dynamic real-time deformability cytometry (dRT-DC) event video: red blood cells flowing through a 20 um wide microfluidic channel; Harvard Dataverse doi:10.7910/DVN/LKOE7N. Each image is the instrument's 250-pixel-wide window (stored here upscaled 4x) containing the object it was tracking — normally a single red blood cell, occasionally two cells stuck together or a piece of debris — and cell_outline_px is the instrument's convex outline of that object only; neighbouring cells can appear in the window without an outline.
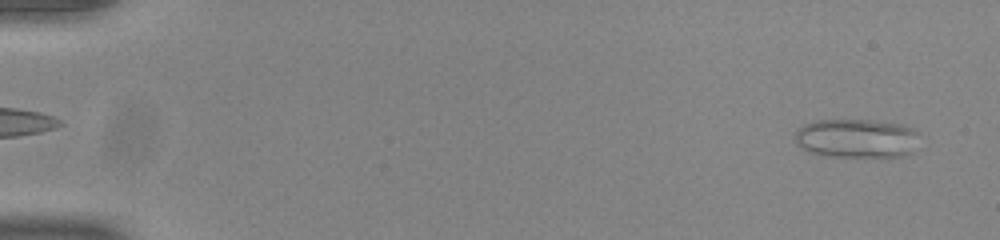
{"species": "common noctule bat (a hibernating species)", "species_latin": "Nyctalus noctula", "temperature_condition": "room temperature", "stored_images_in_passage": 53, "camera_frame_rate_fps": 3000, "um_per_image_px": 0.085, "animal": {"sex": "male", "body_mass_g": 20.0, "forearm_length_mm": 53.3}, "frame": {"image": 1, "passage_image": 3, "time_ms": 0.667, "image_size_px": [1000, 240], "cell_outline_px": [[920, 132], [912, 152], [908, 156], [832, 156], [812, 152], [800, 148], [796, 144], [796, 132], [804, 124], [816, 120], [868, 120], [900, 124], [912, 128]], "centroid_in_image_um": [72.83, 11.75], "position_along_channel_um": 12.2, "area_um2": 28.09}}
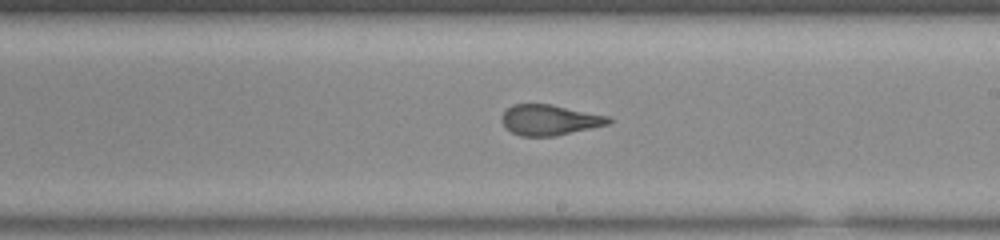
{"frame": {"image": 2, "passage_image": 32, "time_ms": 10.333, "image_size_px": [1000, 240], "cell_outline_px": [[612, 120], [608, 124], [552, 136], [520, 136], [512, 132], [500, 120], [500, 116], [512, 104], [552, 104], [612, 116]], "centroid_in_image_um": [46.72, 10.17], "position_along_channel_um": 242.3, "area_um2": 18.96}}
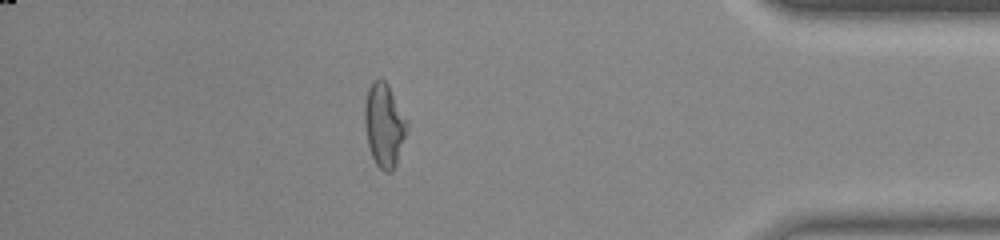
{"frame": {"image": 3, "passage_image": 47, "time_ms": 15.333, "image_size_px": [1000, 240], "cell_outline_px": [[408, 128], [396, 164], [392, 172], [384, 172], [376, 164], [372, 156], [368, 144], [364, 120], [364, 104], [368, 88], [372, 80], [380, 76], [388, 84], [408, 124]], "centroid_in_image_um": [32.64, 10.61], "position_along_channel_um": 402.6, "area_um2": 20.58}, "authors_computed_cell_mechanics": {"area_um2": 20.519, "velocity_mm_per_s": 3.8912, "shape_relaxation_time_tau1_ms": 10.3592, "shape_relaxation_time_tau2_ms": 0.7469, "deformation_change_tau1": 0.2381, "deformation_change_tau2": 0.0789}}